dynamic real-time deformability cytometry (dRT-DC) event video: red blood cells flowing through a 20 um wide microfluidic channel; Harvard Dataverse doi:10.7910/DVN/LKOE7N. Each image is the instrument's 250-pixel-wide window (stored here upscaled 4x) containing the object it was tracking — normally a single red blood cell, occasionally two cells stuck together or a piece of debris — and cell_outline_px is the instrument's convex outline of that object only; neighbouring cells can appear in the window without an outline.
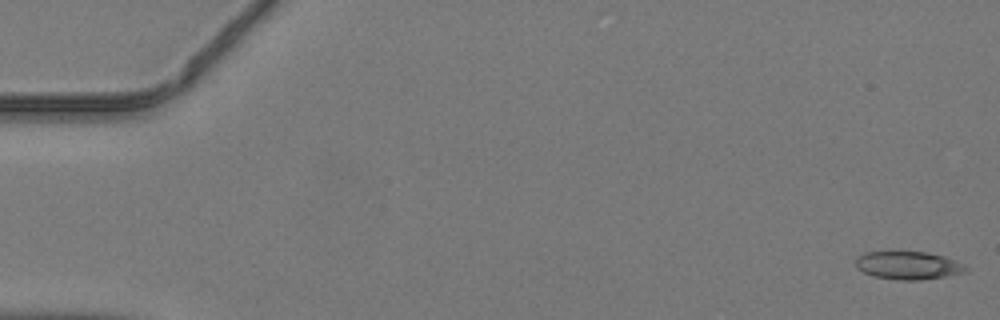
{"species": "common noctule bat (a hibernating species)", "species_latin": "Nyctalus noctula", "temperature_condition": "warm", "stored_images_in_passage": 47, "camera_frame_rate_fps": 3000, "um_per_image_px": 0.085, "animal": {"sex": "male", "body_mass_g": 19.2, "forearm_length_mm": 51.8}, "frame": {"image": 1, "passage_image": 1, "time_ms": 0.0, "image_size_px": [1000, 320], "cell_outline_px": [[968, 272], [920, 280], [900, 280], [872, 276], [856, 268], [856, 256], [864, 252], [888, 248], [928, 252], [944, 256], [956, 260], [964, 264], [968, 268]], "centroid_in_image_um": [77.14, 22.49], "position_along_channel_um": 7.9, "area_um2": 19.02}}
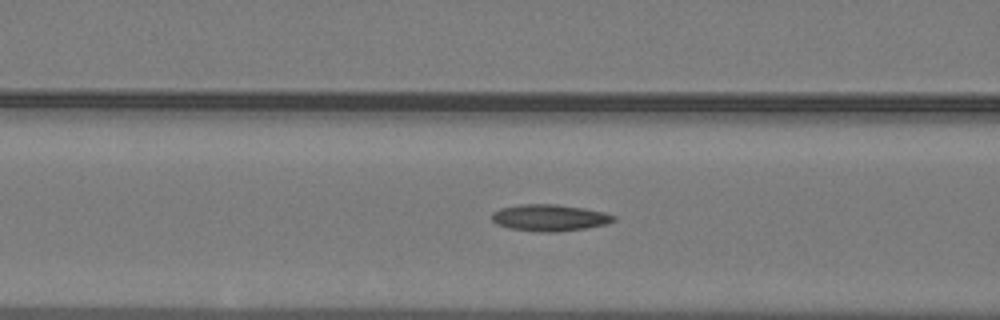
{"frame": {"image": 2, "passage_image": 19, "time_ms": 6.0, "image_size_px": [1000, 320], "cell_outline_px": [[616, 220], [608, 224], [584, 228], [556, 232], [540, 232], [508, 228], [496, 224], [492, 220], [492, 212], [500, 208], [520, 204], [552, 204], [584, 208], [604, 212], [616, 216]], "centroid_in_image_um": [46.71, 18.51], "position_along_channel_um": 119.9, "area_um2": 18.96}}
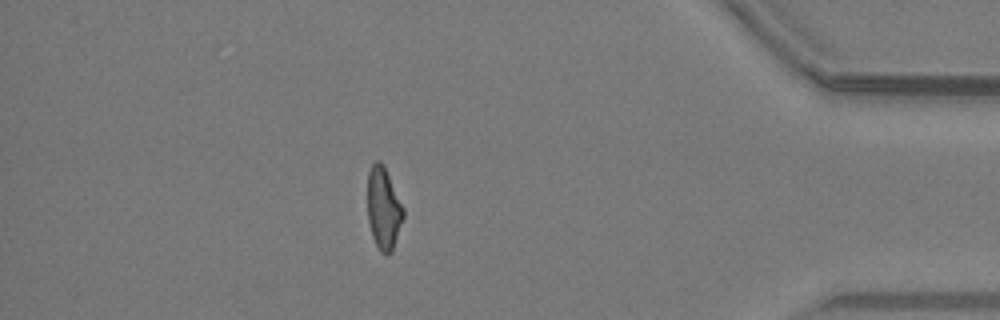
{"frame": {"image": 3, "passage_image": 41, "time_ms": 13.333, "image_size_px": [1000, 320], "cell_outline_px": [[404, 216], [392, 252], [388, 256], [384, 256], [380, 252], [372, 236], [368, 220], [368, 172], [372, 164], [376, 160], [380, 160], [384, 164], [404, 208]], "centroid_in_image_um": [32.61, 17.72], "position_along_channel_um": 402.6, "area_um2": 17.34}}